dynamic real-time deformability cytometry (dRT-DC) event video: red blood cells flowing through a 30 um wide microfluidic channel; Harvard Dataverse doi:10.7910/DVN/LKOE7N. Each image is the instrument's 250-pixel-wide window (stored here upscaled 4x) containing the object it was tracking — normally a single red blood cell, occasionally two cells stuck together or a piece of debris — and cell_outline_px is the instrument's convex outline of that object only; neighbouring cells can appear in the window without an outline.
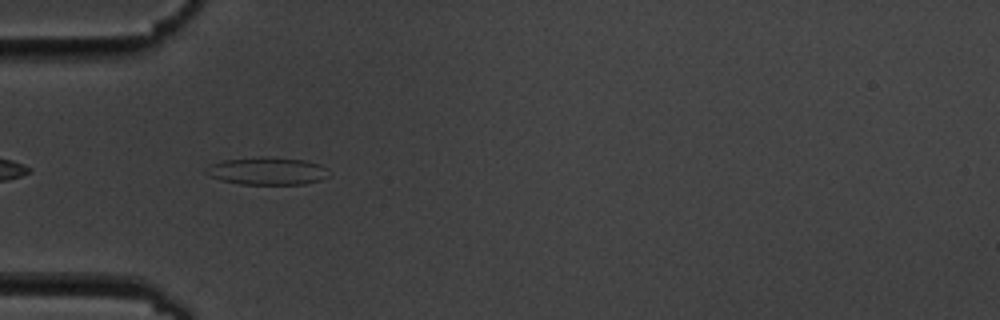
{"species": "common noctule bat (a hibernating species)", "species_latin": "Nyctalus noctula", "temperature_condition": "cold", "stored_images_in_passage": 40, "camera_frame_rate_fps": 3000, "um_per_image_px": 0.085, "animal": {"sex": "male", "body_mass_g": 19.5, "forearm_length_mm": 54.6}, "frame": {"image": 1, "passage_image": 3, "time_ms": 0.667, "image_size_px": [1000, 320], "cell_outline_px": [[332, 176], [320, 180], [304, 184], [240, 184], [220, 180], [208, 176], [204, 172], [204, 168], [212, 164], [224, 160], [260, 156], [264, 156], [304, 160], [320, 164]], "centroid_in_image_um": [22.69, 14.53], "position_along_channel_um": 62.3, "area_um2": 19.94}}
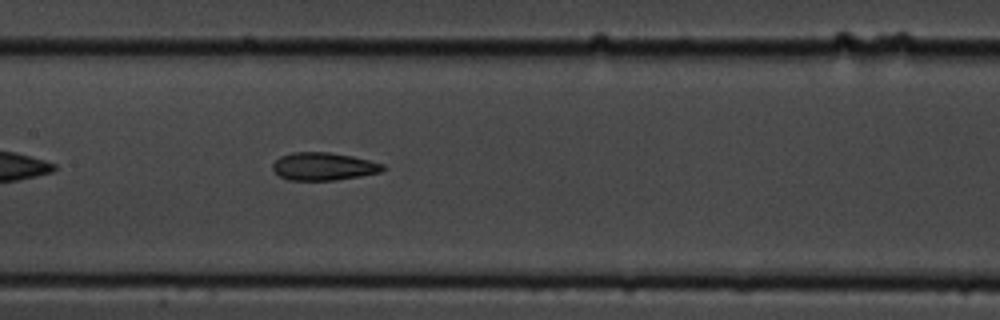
{"frame": {"image": 2, "passage_image": 13, "time_ms": 4.0, "image_size_px": [1000, 320], "cell_outline_px": [[384, 168], [380, 172], [360, 176], [336, 180], [288, 180], [280, 176], [272, 168], [272, 164], [280, 156], [292, 152], [328, 152], [352, 156], [384, 164]], "centroid_in_image_um": [27.48, 14.14], "position_along_channel_um": 179.9, "area_um2": 17.74}}
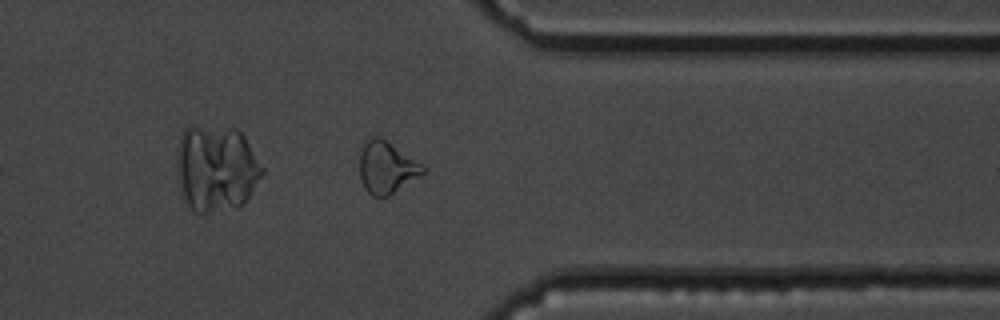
{"frame": {"image": 3, "passage_image": 30, "time_ms": 9.667, "image_size_px": [1000, 320], "cell_outline_px": [[424, 172], [420, 176], [388, 196], [372, 196], [364, 188], [360, 176], [360, 152], [364, 144], [372, 136], [380, 136], [420, 164], [424, 168]], "centroid_in_image_um": [32.82, 14.25], "position_along_channel_um": 378.6, "area_um2": 18.67}, "authors_computed_cell_mechanics": {"area_um2": 18.0914, "velocity_mm_per_s": 3.6011, "shape_relaxation_time_tau1_ms": 9.606, "shape_relaxation_time_tau2_ms": 3.3166, "deformation_change_tau1": 0.2116, "deformation_change_tau2": 0.1011}}